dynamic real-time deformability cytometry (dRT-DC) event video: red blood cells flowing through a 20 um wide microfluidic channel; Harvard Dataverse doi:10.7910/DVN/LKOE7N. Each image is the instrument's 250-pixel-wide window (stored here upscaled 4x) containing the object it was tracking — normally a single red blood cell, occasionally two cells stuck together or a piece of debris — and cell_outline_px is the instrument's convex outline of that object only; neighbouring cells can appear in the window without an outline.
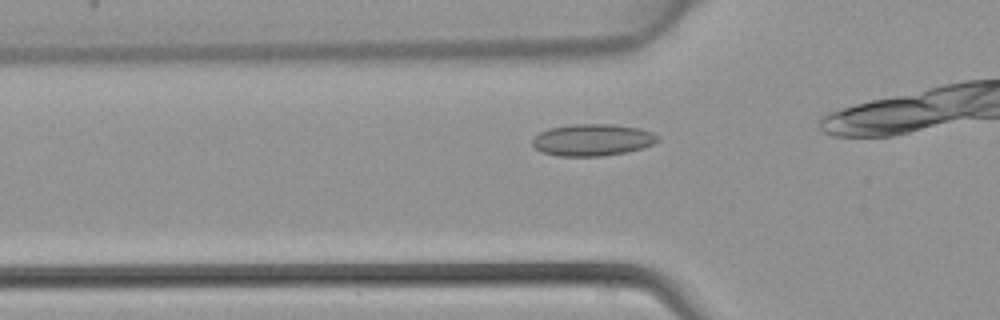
{"species": "common noctule bat (a hibernating species)", "species_latin": "Nyctalus noctula", "temperature_condition": "warm", "stored_images_in_passage": 7, "camera_frame_rate_fps": 3000, "um_per_image_px": 0.085, "animal": {"sex": "female", "body_mass_g": 22.7, "forearm_length_mm": 54.2}, "frame": {"image": 1, "passage_image": 3, "time_ms": 0.667, "image_size_px": [1000, 320], "cell_outline_px": [[660, 140], [644, 148], [628, 152], [600, 156], [556, 156], [540, 152], [532, 144], [532, 140], [540, 132], [548, 128], [576, 124], [612, 124], [640, 128], [652, 132]], "centroid_in_image_um": [50.36, 11.9], "position_along_channel_um": 75.4, "area_um2": 23.35}}
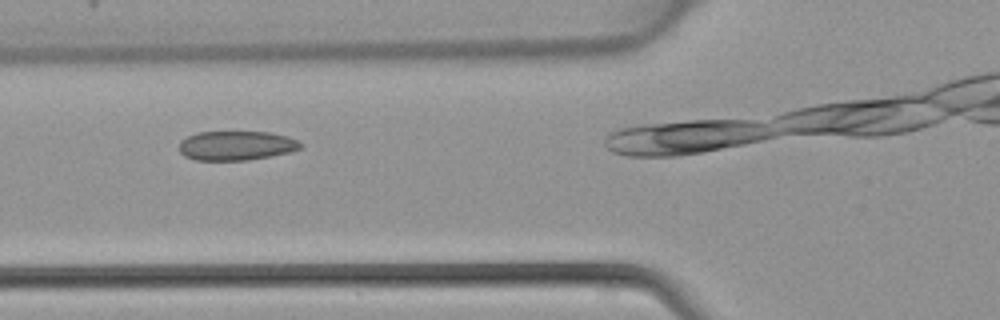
{"frame": {"image": 2, "passage_image": 5, "time_ms": 1.333, "image_size_px": [1000, 320], "cell_outline_px": [[304, 144], [300, 148], [288, 152], [272, 156], [248, 160], [196, 160], [184, 156], [180, 152], [180, 140], [196, 132], [268, 132], [288, 136]], "centroid_in_image_um": [20.07, 12.37], "position_along_channel_um": 105.7, "area_um2": 20.75}}